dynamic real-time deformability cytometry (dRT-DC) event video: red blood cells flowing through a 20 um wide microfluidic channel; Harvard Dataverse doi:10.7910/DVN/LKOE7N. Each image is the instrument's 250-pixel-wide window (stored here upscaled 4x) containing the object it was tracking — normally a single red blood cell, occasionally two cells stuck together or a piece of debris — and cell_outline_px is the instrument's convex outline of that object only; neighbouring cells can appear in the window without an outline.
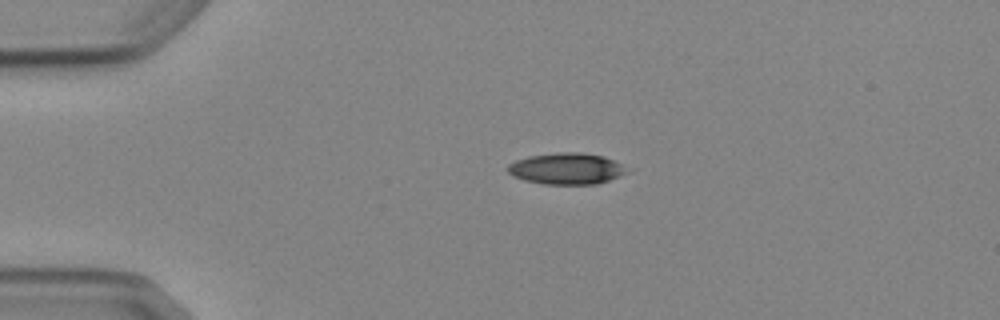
{"species": "Egyptian fruit bat (a non-hibernating species)", "species_latin": "Rousettus aegyptiacus", "temperature_condition": "cold", "stored_images_in_passage": 2, "camera_frame_rate_fps": 3000, "um_per_image_px": 0.085, "animal": {"sex": "female"}, "frame": {"image": 1, "passage_image": 1, "time_ms": 0.0, "image_size_px": [1000, 320], "cell_outline_px": [[636, 168], [632, 172], [596, 184], [544, 184], [524, 180], [512, 176], [508, 172], [508, 164], [516, 160], [528, 156], [560, 152], [580, 152], [604, 156]], "centroid_in_image_um": [48.27, 14.33], "position_along_channel_um": 36.7, "area_um2": 22.31}}